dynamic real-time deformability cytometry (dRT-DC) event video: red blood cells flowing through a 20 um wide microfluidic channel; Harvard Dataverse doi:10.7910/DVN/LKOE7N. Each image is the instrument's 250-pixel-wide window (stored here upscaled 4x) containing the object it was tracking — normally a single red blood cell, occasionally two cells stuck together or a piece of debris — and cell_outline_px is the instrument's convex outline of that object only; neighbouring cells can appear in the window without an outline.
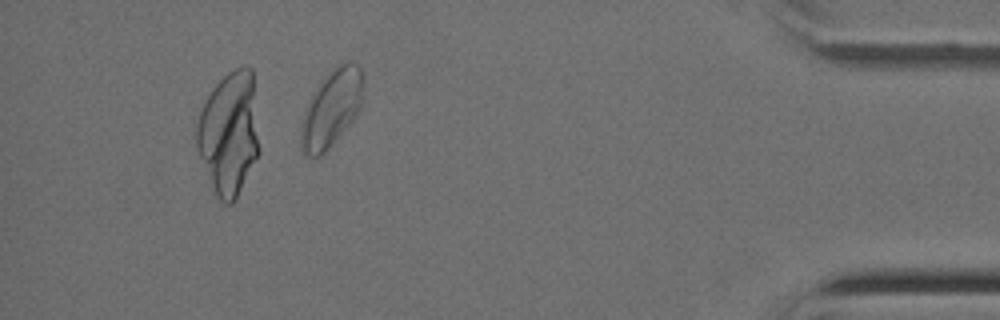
{"species": "Egyptian fruit bat (a non-hibernating species)", "species_latin": "Rousettus aegyptiacus", "temperature_condition": "cold", "stored_images_in_passage": 31, "segment_of_instrument_passage": [2, 2], "camera_frame_rate_fps": 3000, "um_per_image_px": 0.085, "animal": {"sex": "female"}, "frame": {"image": 1, "passage_image": 27, "time_ms": 8.667, "image_size_px": [1000, 320], "cell_outline_px": [[260, 152], [232, 204], [224, 204], [216, 196], [200, 156], [196, 144], [196, 124], [200, 112], [212, 88], [228, 72], [244, 64], [248, 64], [252, 68], [260, 148]], "centroid_in_image_um": [19.49, 11.29], "position_along_channel_um": 415.7, "area_um2": 44.85}}